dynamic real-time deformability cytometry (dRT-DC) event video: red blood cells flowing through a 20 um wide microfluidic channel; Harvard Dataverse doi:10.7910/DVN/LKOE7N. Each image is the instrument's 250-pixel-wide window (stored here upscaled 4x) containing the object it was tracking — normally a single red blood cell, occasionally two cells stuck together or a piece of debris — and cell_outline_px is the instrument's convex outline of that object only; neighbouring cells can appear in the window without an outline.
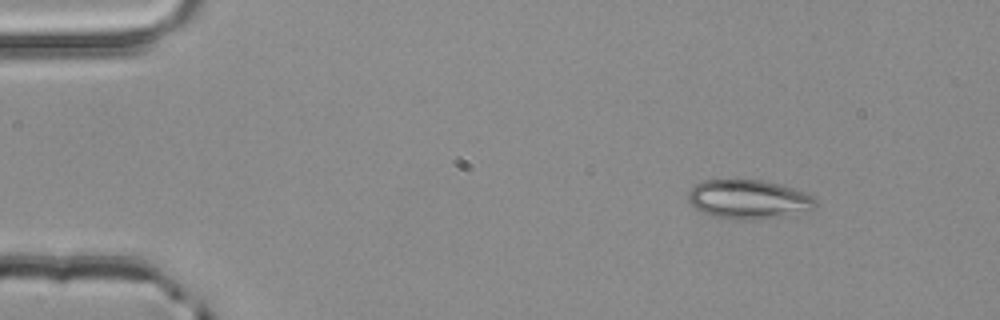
{"species": "common noctule bat (a hibernating species)", "species_latin": "Nyctalus noctula", "temperature_condition": "room temperature", "stored_images_in_passage": 3, "camera_frame_rate_fps": 3000, "um_per_image_px": 0.085, "animal": {"sex": "male", "body_mass_g": 20.4}, "frame": {"image": 1, "passage_image": 1, "time_ms": 0.0, "image_size_px": [1000, 320], "cell_outline_px": [[816, 204], [788, 216], [748, 220], [732, 220], [712, 216], [696, 208], [688, 200], [688, 192], [696, 184], [704, 180], [732, 176], [764, 180], [780, 184], [804, 192], [812, 196], [816, 200]], "centroid_in_image_um": [63.54, 16.89], "position_along_channel_um": 21.5, "area_um2": 29.59}}